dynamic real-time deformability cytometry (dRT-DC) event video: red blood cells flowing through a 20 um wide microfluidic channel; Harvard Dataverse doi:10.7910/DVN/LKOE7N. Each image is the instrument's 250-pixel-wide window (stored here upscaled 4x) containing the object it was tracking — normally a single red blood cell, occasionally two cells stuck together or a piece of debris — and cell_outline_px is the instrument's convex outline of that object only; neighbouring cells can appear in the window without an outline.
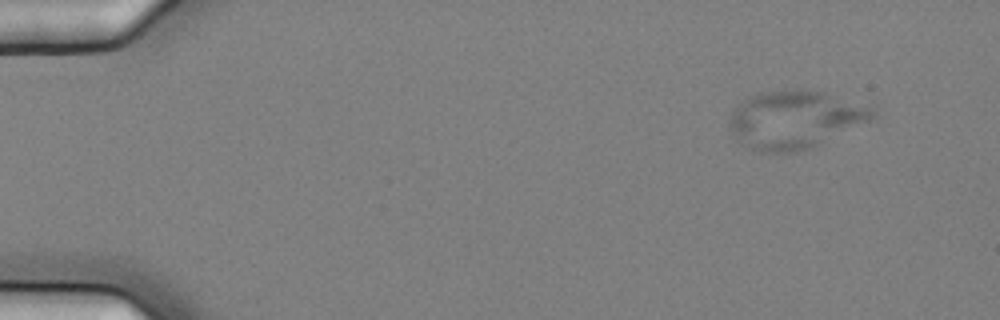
{"species": "common noctule bat (a hibernating species)", "species_latin": "Nyctalus noctula", "temperature_condition": "cold", "stored_images_in_passage": 7, "camera_frame_rate_fps": 3000, "um_per_image_px": 0.085, "animal": {"sex": "female", "body_mass_g": 25.1}, "frame": {"image": 1, "passage_image": 2, "time_ms": 0.333, "image_size_px": [1000, 320], "cell_outline_px": [[876, 116], [868, 120], [808, 148], [796, 152], [756, 152], [744, 144], [732, 132], [728, 124], [728, 120], [732, 112], [744, 100], [760, 92], [792, 88], [800, 88], [824, 92], [872, 104], [876, 108]], "centroid_in_image_um": [67.59, 10.11], "position_along_channel_um": 17.4, "area_um2": 48.15}}
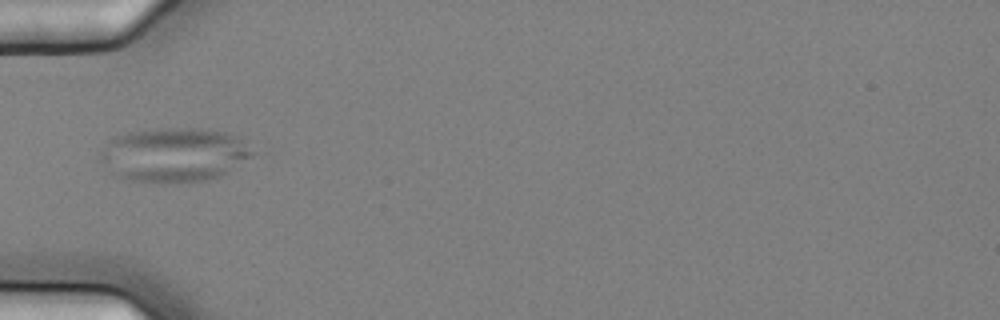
{"frame": {"image": 2, "passage_image": 6, "time_ms": 1.667, "image_size_px": [1000, 320], "cell_outline_px": [[256, 152], [252, 156], [220, 176], [204, 180], [164, 184], [132, 180], [112, 176], [108, 172], [100, 160], [100, 152], [112, 136], [128, 132], [156, 128], [192, 128], [224, 132], [236, 136]], "centroid_in_image_um": [14.72, 13.16], "position_along_channel_um": 70.3, "area_um2": 48.38}}
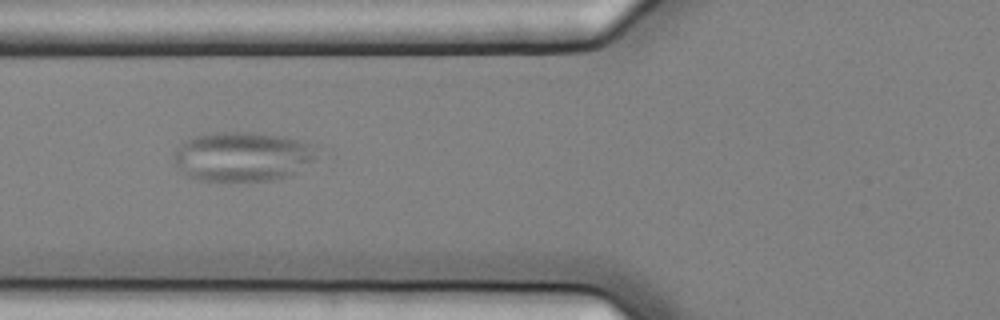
{"frame": {"image": 3, "passage_image": 7, "time_ms": 2.0, "image_size_px": [1000, 320], "cell_outline_px": [[316, 144], [312, 160], [292, 176], [272, 180], [196, 180], [188, 176], [176, 164], [176, 148], [184, 140], [196, 136], [216, 132], [252, 132], [276, 136]], "centroid_in_image_um": [20.6, 13.3], "position_along_channel_um": 105.2, "area_um2": 40.58}}